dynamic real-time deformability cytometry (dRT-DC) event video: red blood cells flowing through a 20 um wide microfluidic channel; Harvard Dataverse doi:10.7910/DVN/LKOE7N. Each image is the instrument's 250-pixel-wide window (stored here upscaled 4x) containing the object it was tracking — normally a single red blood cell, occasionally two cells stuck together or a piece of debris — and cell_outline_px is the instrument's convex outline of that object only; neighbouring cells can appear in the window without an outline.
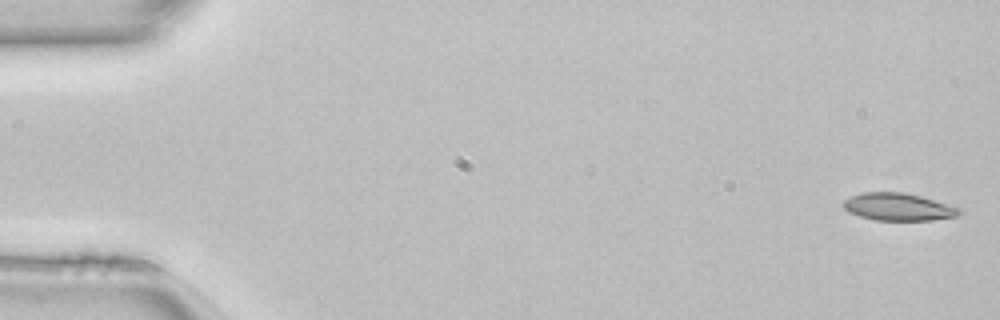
{"species": "common noctule bat (a hibernating species)", "species_latin": "Nyctalus noctula", "temperature_condition": "room temperature", "stored_images_in_passage": 49, "camera_frame_rate_fps": 3000, "um_per_image_px": 0.085, "animal": {"sex": "female", "body_mass_g": 22.7, "forearm_length_mm": 54.2}, "frame": {"image": 1, "passage_image": 1, "time_ms": 0.0, "image_size_px": [1000, 320], "cell_outline_px": [[960, 212], [956, 216], [932, 220], [876, 220], [860, 216], [848, 212], [844, 208], [844, 200], [852, 196], [864, 192], [904, 192], [920, 196], [960, 208]], "centroid_in_image_um": [76.33, 17.58], "position_along_channel_um": 8.7, "area_um2": 18.26}}
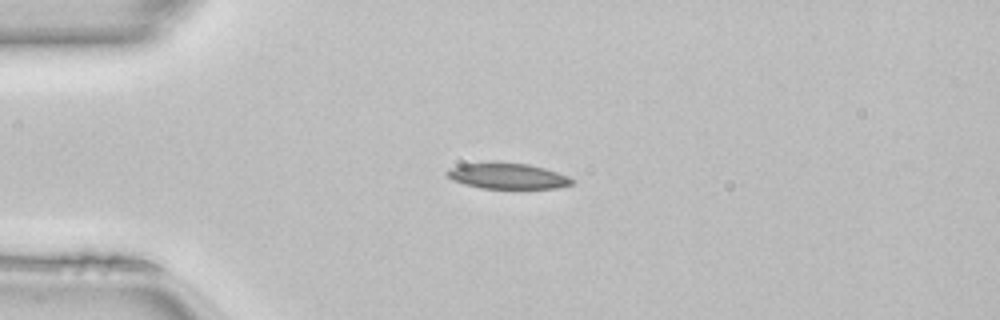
{"frame": {"image": 2, "passage_image": 12, "time_ms": 3.667, "image_size_px": [1000, 320], "cell_outline_px": [[576, 180], [572, 184], [556, 188], [480, 188], [464, 184], [452, 180], [444, 172], [448, 168], [460, 164], [492, 160], [528, 164], [544, 168], [568, 176]], "centroid_in_image_um": [43.07, 14.93], "position_along_channel_um": 41.9, "area_um2": 19.25}}
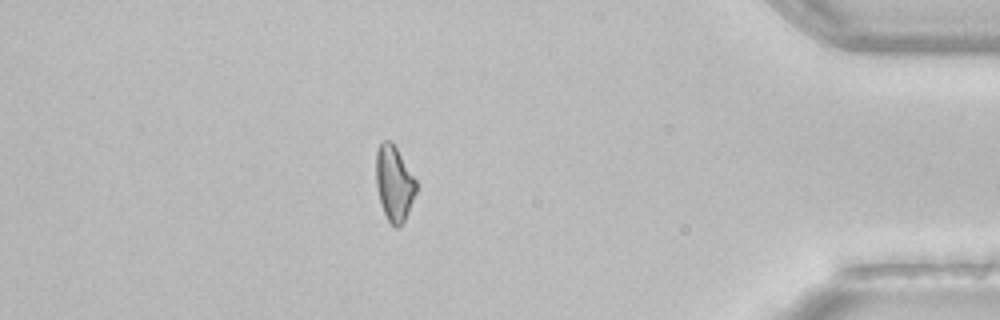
{"frame": {"image": 3, "passage_image": 43, "time_ms": 14.0, "image_size_px": [1000, 320], "cell_outline_px": [[416, 192], [408, 212], [404, 220], [396, 228], [388, 220], [384, 212], [380, 200], [376, 184], [376, 152], [380, 140], [392, 140], [416, 180]], "centroid_in_image_um": [33.49, 15.52], "position_along_channel_um": 401.7, "area_um2": 17.46}, "authors_computed_cell_mechanics": {"area_um2": 18.6116, "velocity_mm_per_s": 4.1438, "shape_relaxation_time_tau1_ms": null, "shape_relaxation_time_tau2_ms": 10.4782, "deformation_change_tau1": null, "deformation_change_tau2": 0.2236}}